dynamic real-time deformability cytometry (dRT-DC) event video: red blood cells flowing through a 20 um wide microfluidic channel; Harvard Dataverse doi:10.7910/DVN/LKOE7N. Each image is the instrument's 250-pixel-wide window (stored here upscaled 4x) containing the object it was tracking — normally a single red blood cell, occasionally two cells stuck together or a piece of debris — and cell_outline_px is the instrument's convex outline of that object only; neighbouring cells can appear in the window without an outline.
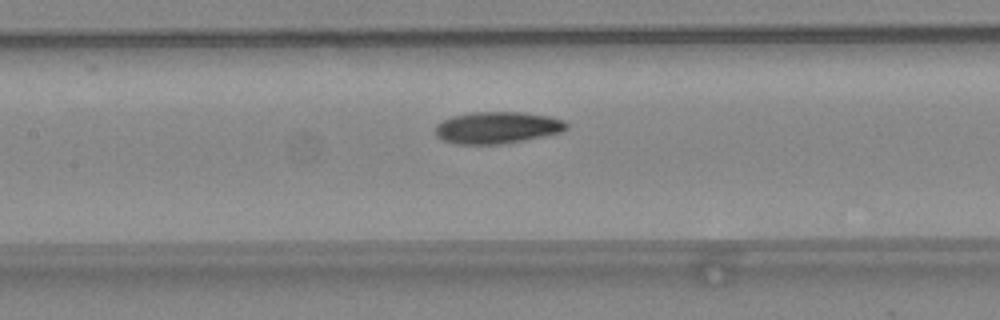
{"species": "common noctule bat (a hibernating species)", "species_latin": "Nyctalus noctula", "temperature_condition": "warm", "stored_images_in_passage": 29, "camera_frame_rate_fps": 3000, "um_per_image_px": 0.085, "animal": {"sex": "female", "body_mass_g": 24.6, "forearm_length_mm": 56.2}, "frame": {"image": 1, "passage_image": 8, "time_ms": 2.333, "image_size_px": [1000, 320], "cell_outline_px": [[568, 128], [560, 132], [524, 140], [500, 144], [456, 144], [444, 140], [436, 136], [436, 124], [452, 116], [472, 112], [520, 112], [548, 116], [564, 120], [568, 124]], "centroid_in_image_um": [42.26, 10.84], "position_along_channel_um": 165.1, "area_um2": 24.16}}
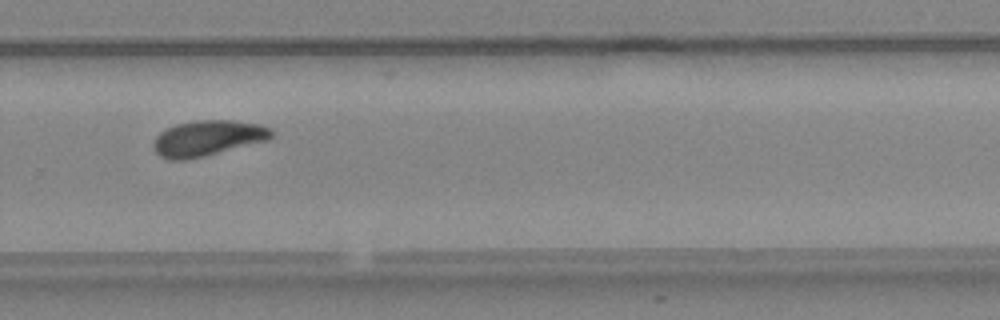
{"frame": {"image": 2, "passage_image": 18, "time_ms": 5.667, "image_size_px": [1000, 320], "cell_outline_px": [[272, 136], [268, 140], [204, 156], [184, 160], [168, 160], [160, 156], [152, 148], [152, 144], [156, 136], [160, 132], [176, 124], [196, 120], [232, 120], [260, 124], [268, 128], [272, 132]], "centroid_in_image_um": [17.61, 11.74], "position_along_channel_um": 312.2, "area_um2": 24.39}}
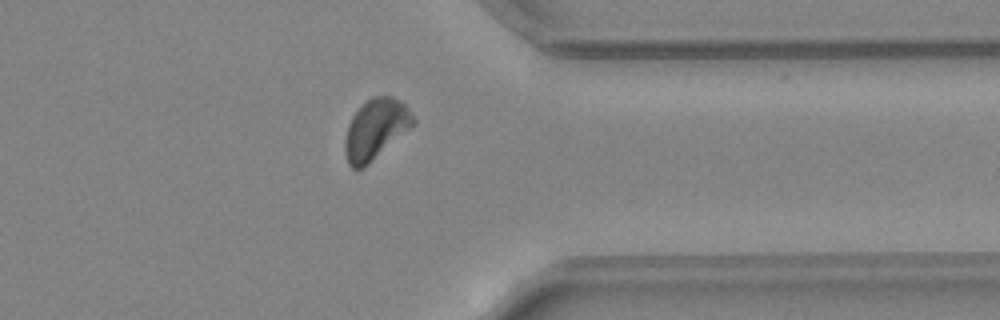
{"frame": {"image": 3, "passage_image": 23, "time_ms": 7.333, "image_size_px": [1000, 320], "cell_outline_px": [[416, 124], [368, 164], [360, 168], [352, 168], [348, 164], [344, 152], [344, 140], [348, 124], [352, 116], [372, 96], [388, 96], [400, 100], [408, 108], [416, 120]], "centroid_in_image_um": [31.93, 10.99], "position_along_channel_um": 379.5, "area_um2": 23.81}}